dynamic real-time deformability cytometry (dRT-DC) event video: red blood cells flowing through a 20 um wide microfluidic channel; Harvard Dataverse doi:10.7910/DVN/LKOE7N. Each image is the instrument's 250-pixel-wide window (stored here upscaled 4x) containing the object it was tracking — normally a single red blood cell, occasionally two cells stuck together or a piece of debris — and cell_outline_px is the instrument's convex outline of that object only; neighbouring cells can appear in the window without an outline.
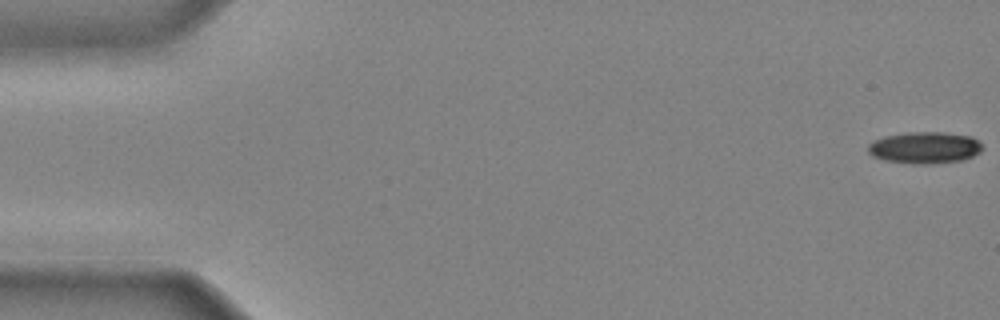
{"species": "common noctule bat (a hibernating species)", "species_latin": "Nyctalus noctula", "temperature_condition": "cold", "stored_images_in_passage": 42, "camera_frame_rate_fps": 3000, "um_per_image_px": 0.085, "animal": {"sex": "male", "body_mass_g": 20.4}, "frame": {"image": 1, "passage_image": 1, "time_ms": 0.0, "image_size_px": [1000, 320], "cell_outline_px": [[984, 148], [980, 152], [972, 156], [960, 160], [928, 164], [912, 164], [884, 160], [872, 156], [868, 152], [868, 144], [884, 136], [908, 132], [944, 132], [972, 136], [980, 140]], "centroid_in_image_um": [78.62, 12.54], "position_along_channel_um": 6.4, "area_um2": 21.27}}
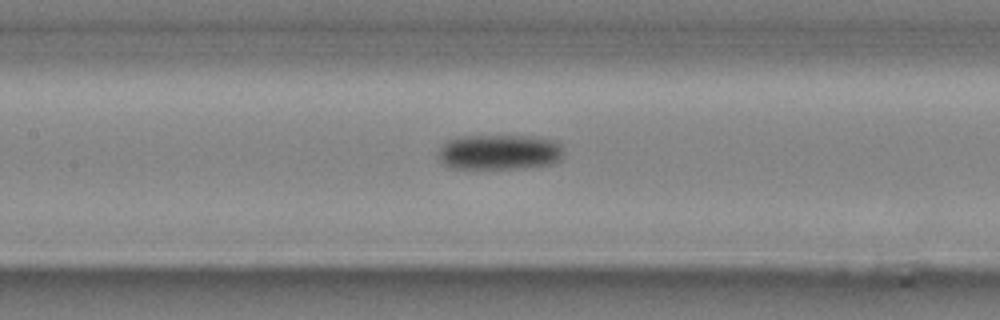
{"frame": {"image": 2, "passage_image": 21, "time_ms": 6.667, "image_size_px": [1000, 320], "cell_outline_px": [[564, 156], [560, 160], [552, 164], [520, 168], [456, 168], [444, 164], [440, 160], [440, 148], [448, 140], [460, 136], [536, 136], [556, 140], [564, 144]], "centroid_in_image_um": [42.56, 12.91], "position_along_channel_um": 164.8, "area_um2": 25.95}}
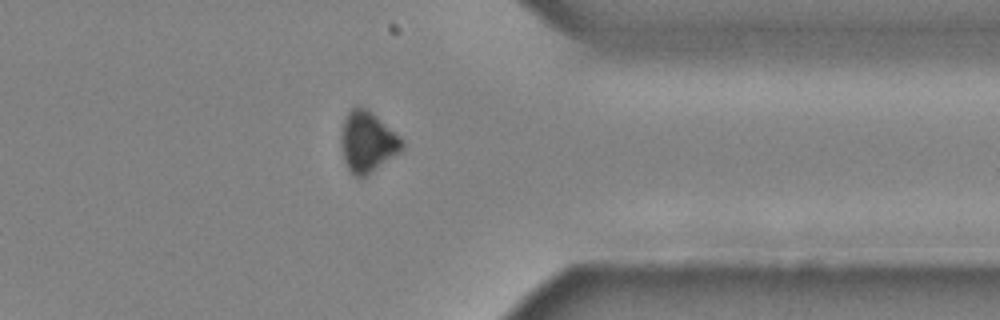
{"frame": {"image": 3, "passage_image": 36, "time_ms": 11.667, "image_size_px": [1000, 320], "cell_outline_px": [[404, 148], [400, 152], [368, 176], [360, 180], [352, 176], [344, 160], [340, 140], [340, 136], [344, 120], [348, 112], [352, 108], [364, 108], [372, 112], [400, 136], [404, 140]], "centroid_in_image_um": [31.24, 12.12], "position_along_channel_um": 380.2, "area_um2": 21.85}}